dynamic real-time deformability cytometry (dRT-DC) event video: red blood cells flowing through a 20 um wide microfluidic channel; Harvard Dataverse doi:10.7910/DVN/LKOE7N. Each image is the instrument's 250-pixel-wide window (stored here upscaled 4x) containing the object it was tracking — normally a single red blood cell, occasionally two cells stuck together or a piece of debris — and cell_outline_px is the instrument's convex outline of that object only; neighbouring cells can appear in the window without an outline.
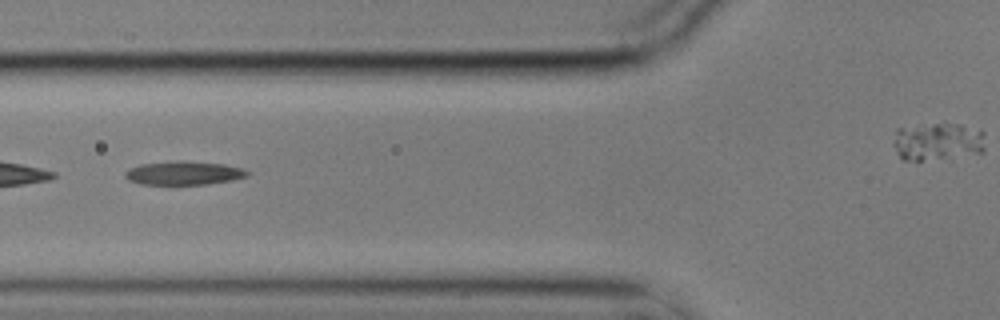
{"species": "common noctule bat (a hibernating species)", "species_latin": "Nyctalus noctula", "temperature_condition": "cold", "stored_images_in_passage": 9, "camera_frame_rate_fps": 3000, "um_per_image_px": 0.085, "animal": {"sex": "male", "body_mass_g": 17.9}, "frame": {"image": 1, "passage_image": 6, "time_ms": 1.667, "image_size_px": [1000, 320], "cell_outline_px": [[252, 172], [248, 176], [232, 180], [208, 184], [140, 184], [128, 180], [124, 176], [124, 172], [128, 168], [140, 164], [176, 160], [180, 160], [224, 164], [244, 168]], "centroid_in_image_um": [15.63, 14.7], "position_along_channel_um": 110.2, "area_um2": 17.11}}
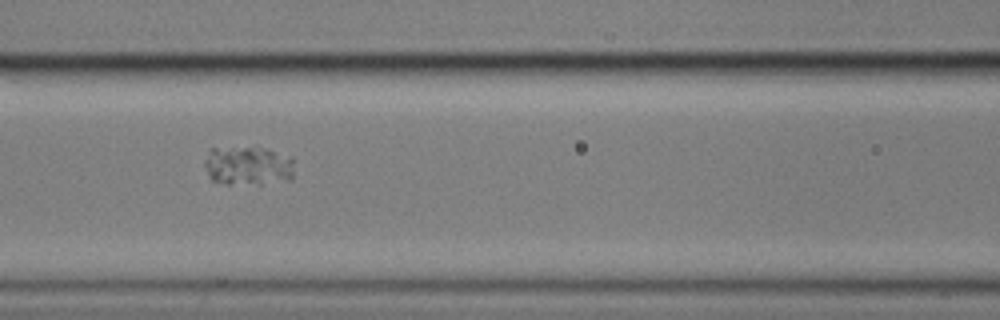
{"frame": {"image": 2, "passage_image": 8, "time_ms": 2.333, "image_size_px": [1000, 320], "cell_outline_px": [[292, 180], [260, 184], [224, 184], [212, 180], [204, 164], [204, 160], [208, 148], [264, 148], [292, 156]], "centroid_in_image_um": [21.07, 14.1], "position_along_channel_um": 145.5, "area_um2": 20.58}}
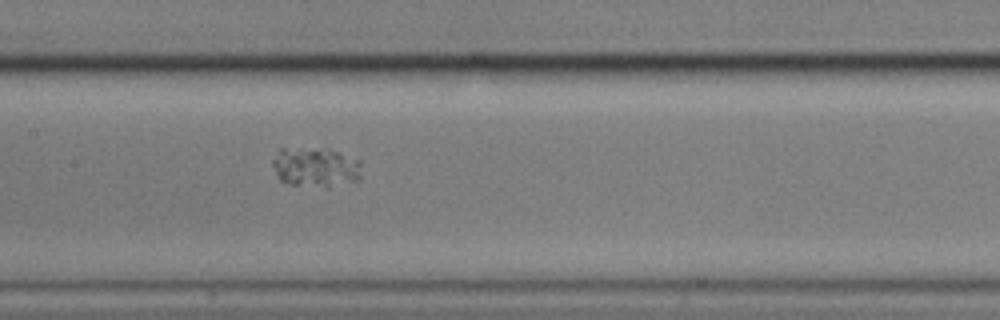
{"frame": {"image": 3, "passage_image": 9, "time_ms": 2.667, "image_size_px": [1000, 320], "cell_outline_px": [[360, 180], [328, 188], [292, 184], [280, 180], [276, 176], [272, 164], [272, 160], [280, 148], [284, 148], [340, 152], [360, 160]], "centroid_in_image_um": [26.83, 14.26], "position_along_channel_um": 180.6, "area_um2": 20.35}}